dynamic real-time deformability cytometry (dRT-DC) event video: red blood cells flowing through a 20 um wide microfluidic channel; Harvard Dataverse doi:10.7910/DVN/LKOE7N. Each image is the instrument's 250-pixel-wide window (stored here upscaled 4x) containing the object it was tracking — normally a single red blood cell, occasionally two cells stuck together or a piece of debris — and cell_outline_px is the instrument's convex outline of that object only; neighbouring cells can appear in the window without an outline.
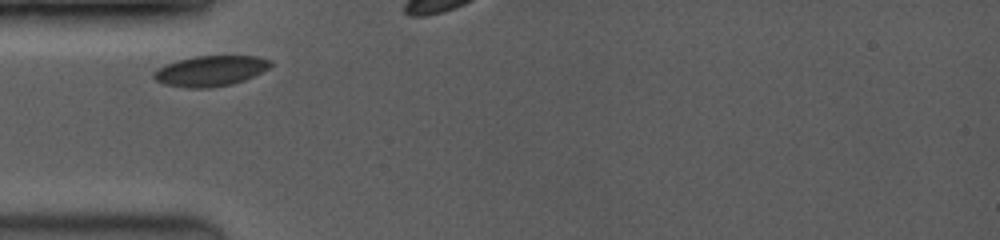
{"species": "common noctule bat (a hibernating species)", "species_latin": "Nyctalus noctula", "temperature_condition": "room temperature", "stored_images_in_passage": 8, "camera_frame_rate_fps": 3500, "um_per_image_px": 0.085, "animal": {"sex": "female", "body_mass_g": 19.0, "forearm_length_mm": 53.3}, "frame": {"image": 1, "passage_image": 1, "time_ms": 0.0, "image_size_px": [1000, 240], "cell_outline_px": [[272, 64], [268, 68], [244, 80], [232, 84], [208, 88], [184, 88], [164, 84], [156, 80], [152, 76], [152, 72], [156, 68], [164, 64], [192, 56], [256, 56], [272, 60]], "centroid_in_image_um": [17.83, 6.02], "position_along_channel_um": 67.2, "area_um2": 20.87}}
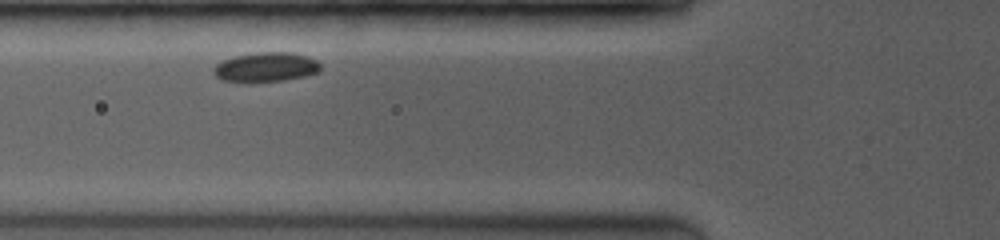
{"frame": {"image": 2, "passage_image": 3, "time_ms": 2.0, "image_size_px": [1000, 240], "cell_outline_px": [[320, 72], [304, 76], [284, 80], [248, 84], [220, 80], [212, 72], [212, 68], [216, 64], [232, 56], [256, 52], [292, 52], [308, 56], [316, 60], [320, 64]], "centroid_in_image_um": [22.55, 5.73], "position_along_channel_um": 103.2, "area_um2": 19.02}}
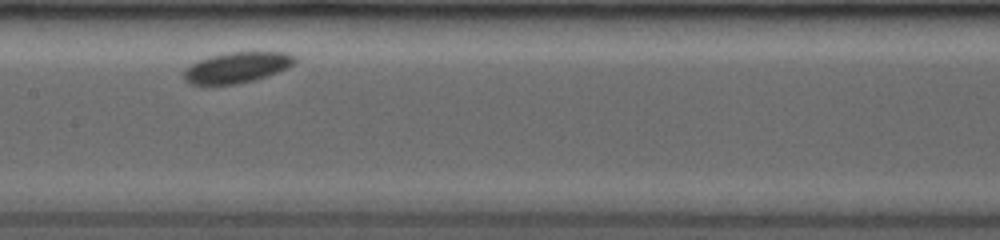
{"frame": {"image": 3, "passage_image": 5, "time_ms": 4.286, "image_size_px": [1000, 240], "cell_outline_px": [[296, 60], [288, 68], [268, 76], [236, 84], [208, 88], [204, 88], [188, 84], [184, 80], [184, 72], [192, 64], [200, 60], [212, 56], [228, 52], [288, 52], [296, 56]], "centroid_in_image_um": [20.1, 5.79], "position_along_channel_um": 187.3, "area_um2": 20.4}}